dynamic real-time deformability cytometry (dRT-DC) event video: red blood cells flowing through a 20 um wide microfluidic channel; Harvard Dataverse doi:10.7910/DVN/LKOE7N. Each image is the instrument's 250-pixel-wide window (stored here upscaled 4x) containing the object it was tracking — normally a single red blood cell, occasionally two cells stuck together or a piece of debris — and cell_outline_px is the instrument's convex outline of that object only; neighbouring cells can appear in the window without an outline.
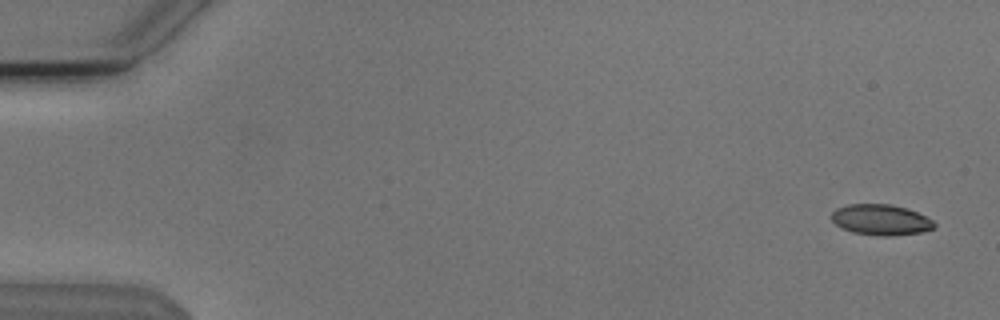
{"species": "Egyptian fruit bat (a non-hibernating species)", "species_latin": "Rousettus aegyptiacus", "temperature_condition": "cold", "stored_images_in_passage": 5, "camera_frame_rate_fps": 3000, "um_per_image_px": 0.085, "animal": {"sex": "male"}, "frame": {"image": 1, "passage_image": 1, "time_ms": 0.0, "image_size_px": [1000, 320], "cell_outline_px": [[936, 228], [924, 232], [888, 236], [884, 236], [852, 232], [836, 224], [832, 220], [832, 212], [836, 208], [848, 204], [892, 204], [916, 212], [932, 220], [936, 224]], "centroid_in_image_um": [74.89, 18.68], "position_along_channel_um": 10.1, "area_um2": 18.26}}
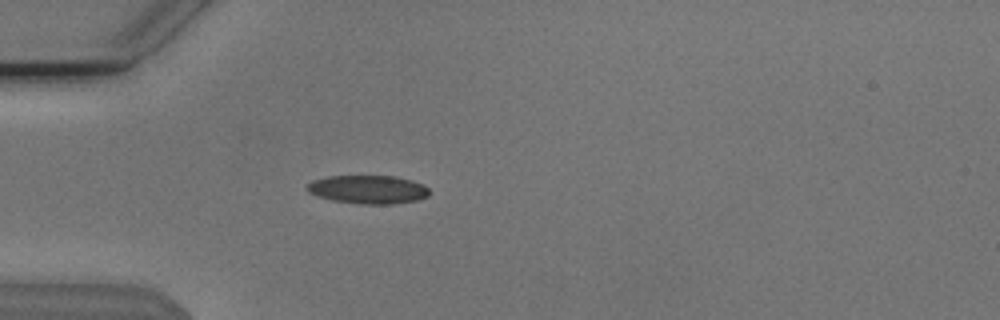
{"frame": {"image": 2, "passage_image": 5, "time_ms": 1.333, "image_size_px": [1000, 320], "cell_outline_px": [[428, 196], [416, 200], [392, 204], [364, 204], [332, 200], [308, 192], [304, 188], [312, 180], [328, 176], [396, 176], [412, 180], [424, 184], [428, 188]], "centroid_in_image_um": [31.29, 16.09], "position_along_channel_um": 53.7, "area_um2": 20.23}}